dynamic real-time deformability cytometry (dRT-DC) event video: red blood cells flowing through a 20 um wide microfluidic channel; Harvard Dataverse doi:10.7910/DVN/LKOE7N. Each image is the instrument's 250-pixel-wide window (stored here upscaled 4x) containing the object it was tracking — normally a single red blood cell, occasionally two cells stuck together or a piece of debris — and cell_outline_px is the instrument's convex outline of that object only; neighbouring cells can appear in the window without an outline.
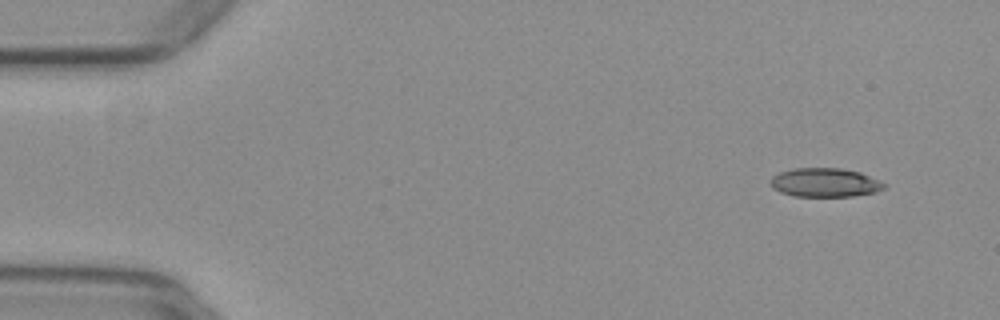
{"species": "common noctule bat (a hibernating species)", "species_latin": "Nyctalus noctula", "temperature_condition": "warm", "stored_images_in_passage": 49, "camera_frame_rate_fps": 3000, "um_per_image_px": 0.085, "animal": {"sex": "female", "body_mass_g": 29.2, "forearm_length_mm": 56.3}, "frame": {"image": 1, "passage_image": 1, "time_ms": 0.0, "image_size_px": [1000, 320], "cell_outline_px": [[888, 184], [884, 188], [876, 192], [852, 196], [792, 196], [780, 192], [772, 188], [772, 176], [780, 172], [792, 168], [840, 168], [860, 172]], "centroid_in_image_um": [70.13, 15.51], "position_along_channel_um": 14.9, "area_um2": 19.13}}
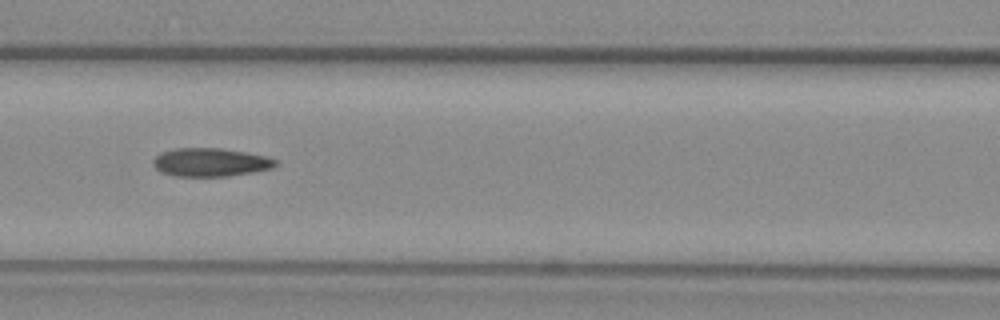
{"frame": {"image": 2, "passage_image": 20, "time_ms": 6.333, "image_size_px": [1000, 320], "cell_outline_px": [[276, 164], [272, 168], [256, 172], [228, 176], [172, 176], [160, 172], [152, 164], [152, 160], [160, 152], [176, 148], [220, 148], [268, 156], [276, 160]], "centroid_in_image_um": [17.86, 13.8], "position_along_channel_um": 148.7, "area_um2": 20.4}}
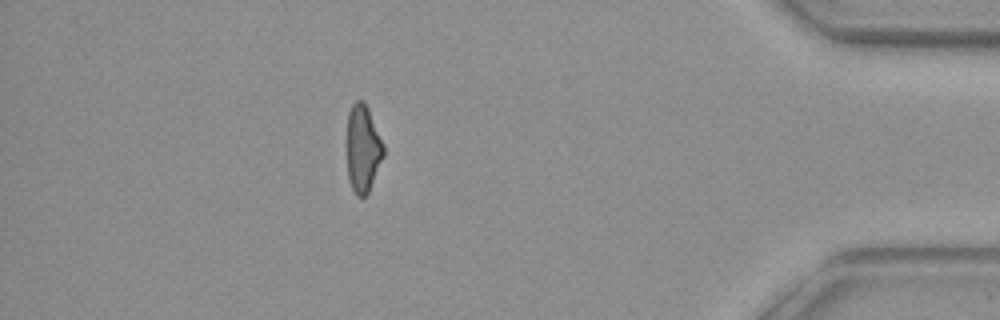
{"frame": {"image": 3, "passage_image": 43, "time_ms": 14.0, "image_size_px": [1000, 320], "cell_outline_px": [[384, 156], [368, 192], [364, 196], [356, 196], [352, 188], [348, 176], [348, 112], [352, 104], [356, 100], [364, 100], [368, 108], [384, 144]], "centroid_in_image_um": [30.86, 12.6], "position_along_channel_um": 404.3, "area_um2": 18.44}, "authors_computed_cell_mechanics": {"area_um2": 19.9988, "velocity_mm_per_s": 3.9689, "shape_relaxation_time_tau1_ms": null, "shape_relaxation_time_tau2_ms": 4.4515, "deformation_change_tau1": null, "deformation_change_tau2": 0.1256}}